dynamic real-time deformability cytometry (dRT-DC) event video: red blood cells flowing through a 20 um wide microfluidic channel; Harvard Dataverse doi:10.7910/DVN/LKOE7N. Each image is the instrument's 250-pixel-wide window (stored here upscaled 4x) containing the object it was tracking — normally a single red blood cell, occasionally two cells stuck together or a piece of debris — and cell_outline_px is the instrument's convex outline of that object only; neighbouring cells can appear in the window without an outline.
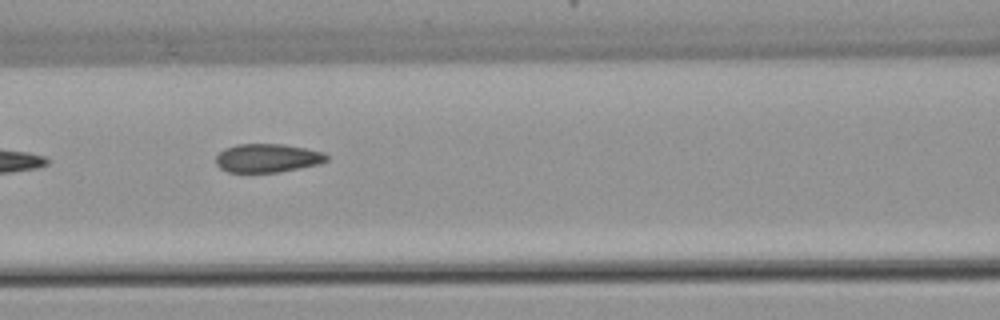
{"species": "common noctule bat (a hibernating species)", "species_latin": "Nyctalus noctula", "temperature_condition": "warm", "stored_images_in_passage": 8, "segment_of_instrument_passage": [2, 2], "camera_frame_rate_fps": 3000, "um_per_image_px": 0.085, "animal": {"sex": "female", "body_mass_g": 22.7, "forearm_length_mm": 54.2}, "frame": {"image": 1, "passage_image": 6, "time_ms": 6.333, "image_size_px": [1000, 320], "cell_outline_px": [[328, 160], [320, 164], [280, 172], [228, 172], [220, 168], [216, 164], [216, 156], [224, 148], [236, 144], [284, 144], [324, 152], [328, 156]], "centroid_in_image_um": [22.74, 13.43], "position_along_channel_um": 143.9, "area_um2": 18.55}}
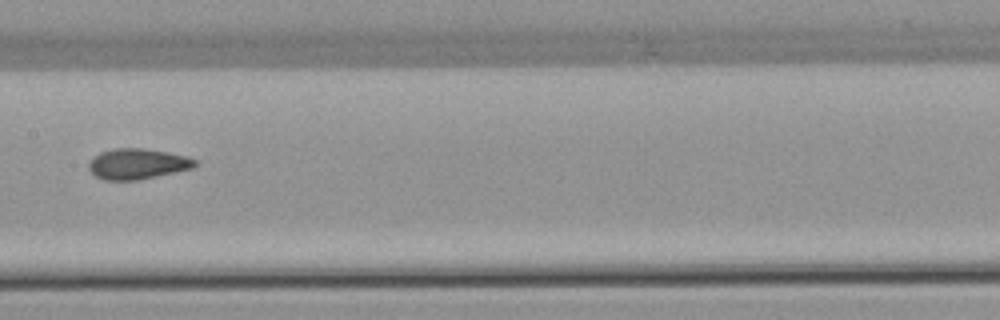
{"frame": {"image": 2, "passage_image": 7, "time_ms": 7.667, "image_size_px": [1000, 320], "cell_outline_px": [[196, 164], [192, 168], [136, 180], [104, 180], [96, 176], [88, 168], [88, 164], [100, 152], [112, 148], [144, 148], [168, 152], [188, 156], [196, 160]], "centroid_in_image_um": [11.68, 13.91], "position_along_channel_um": 195.7, "area_um2": 18.73}}
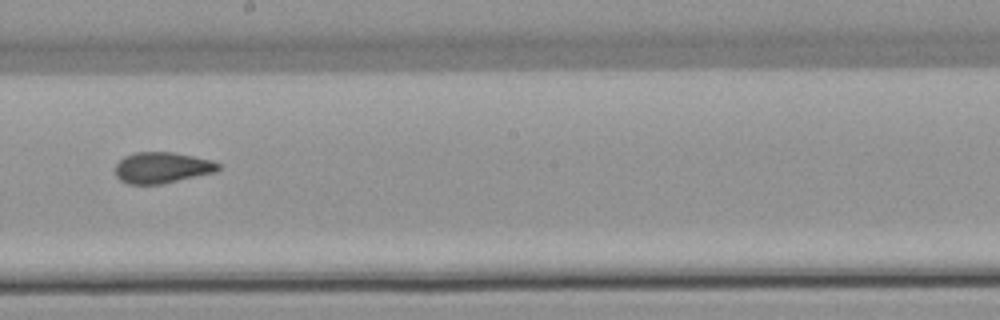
{"frame": {"image": 3, "passage_image": 8, "time_ms": 8.667, "image_size_px": [1000, 320], "cell_outline_px": [[220, 168], [216, 172], [160, 184], [128, 184], [120, 180], [116, 176], [116, 164], [124, 156], [136, 152], [172, 152], [212, 160], [220, 164]], "centroid_in_image_um": [13.77, 14.25], "position_along_channel_um": 234.4, "area_um2": 18.55}}